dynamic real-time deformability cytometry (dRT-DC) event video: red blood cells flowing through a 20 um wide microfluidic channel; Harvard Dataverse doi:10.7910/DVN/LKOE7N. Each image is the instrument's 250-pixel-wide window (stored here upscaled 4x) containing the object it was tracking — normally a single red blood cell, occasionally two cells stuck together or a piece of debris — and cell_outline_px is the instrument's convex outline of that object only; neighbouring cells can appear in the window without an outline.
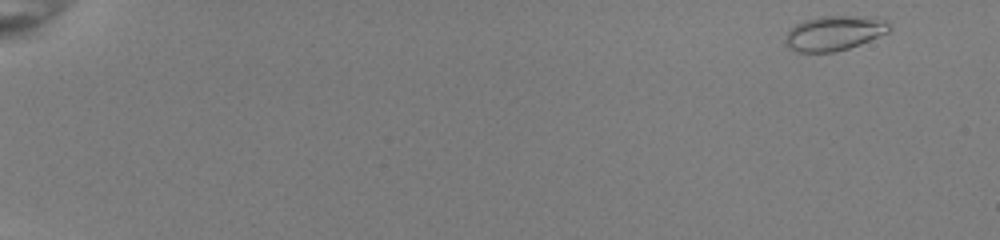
{"species": "common noctule bat (a hibernating species)", "species_latin": "Nyctalus noctula", "temperature_condition": "room temperature", "stored_images_in_passage": 17, "camera_frame_rate_fps": 3000, "um_per_image_px": 0.085, "animal": {"sex": "female", "body_mass_g": 22.0, "forearm_length_mm": 56.7}, "frame": {"image": 1, "passage_image": 1, "time_ms": 0.0, "image_size_px": [1000, 240], "cell_outline_px": [[892, 28], [888, 32], [860, 44], [848, 48], [832, 52], [796, 52], [788, 48], [784, 44], [784, 40], [788, 32], [796, 24], [804, 20], [820, 16], [876, 16], [884, 20]], "centroid_in_image_um": [70.9, 2.81], "position_along_channel_um": 14.1, "area_um2": 21.15}}